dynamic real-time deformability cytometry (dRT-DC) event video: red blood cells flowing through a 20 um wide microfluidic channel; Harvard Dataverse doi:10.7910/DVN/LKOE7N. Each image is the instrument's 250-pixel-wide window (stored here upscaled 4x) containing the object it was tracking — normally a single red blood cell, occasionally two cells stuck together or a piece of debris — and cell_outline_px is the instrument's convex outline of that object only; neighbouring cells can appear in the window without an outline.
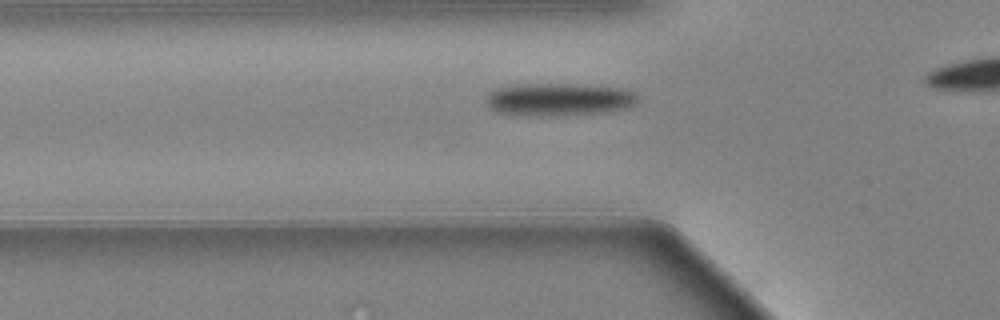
{"species": "Egyptian fruit bat (a non-hibernating species)", "species_latin": "Rousettus aegyptiacus", "temperature_condition": "warm", "stored_images_in_passage": 41, "camera_frame_rate_fps": 3000, "um_per_image_px": 0.085, "animal": {"sex": "female"}, "frame": {"image": 1, "passage_image": 12, "time_ms": 3.667, "image_size_px": [1000, 320], "cell_outline_px": [[640, 100], [636, 104], [628, 108], [608, 112], [548, 116], [512, 116], [496, 112], [484, 100], [488, 92], [496, 88], [512, 84], [568, 84], [624, 88], [636, 92], [640, 96]], "centroid_in_image_um": [47.5, 8.46], "position_along_channel_um": 78.3, "area_um2": 29.71}}
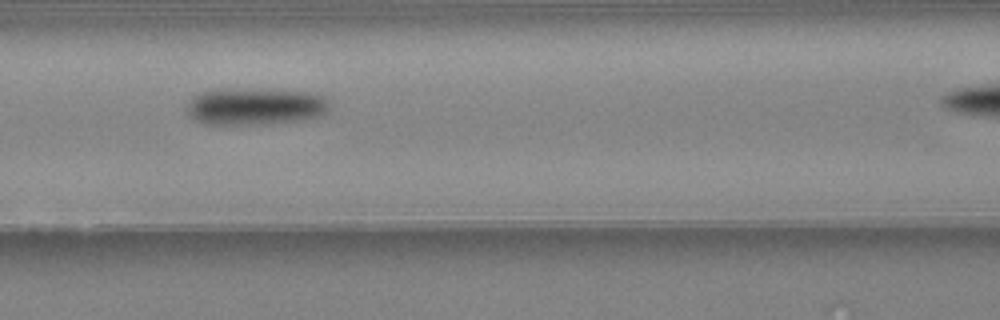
{"frame": {"image": 2, "passage_image": 18, "time_ms": 5.667, "image_size_px": [1000, 320], "cell_outline_px": [[328, 108], [320, 116], [304, 120], [248, 124], [204, 124], [196, 120], [188, 112], [188, 104], [200, 92], [224, 88], [312, 92], [324, 96], [328, 100]], "centroid_in_image_um": [21.71, 9.04], "position_along_channel_um": 144.9, "area_um2": 30.35}}
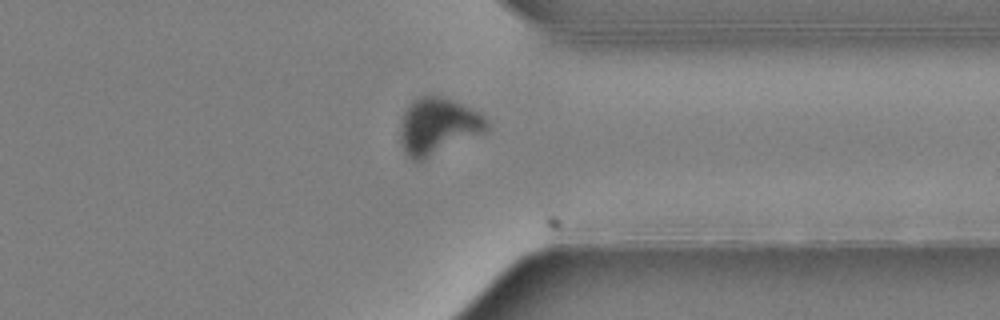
{"frame": {"image": 3, "passage_image": 39, "time_ms": 12.667, "image_size_px": [1000, 320], "cell_outline_px": [[488, 132], [424, 160], [412, 160], [404, 152], [400, 140], [400, 124], [404, 112], [408, 104], [412, 100], [420, 96], [440, 96], [452, 100], [480, 112], [488, 120]], "centroid_in_image_um": [37.24, 10.74], "position_along_channel_um": 374.2, "area_um2": 28.96}}